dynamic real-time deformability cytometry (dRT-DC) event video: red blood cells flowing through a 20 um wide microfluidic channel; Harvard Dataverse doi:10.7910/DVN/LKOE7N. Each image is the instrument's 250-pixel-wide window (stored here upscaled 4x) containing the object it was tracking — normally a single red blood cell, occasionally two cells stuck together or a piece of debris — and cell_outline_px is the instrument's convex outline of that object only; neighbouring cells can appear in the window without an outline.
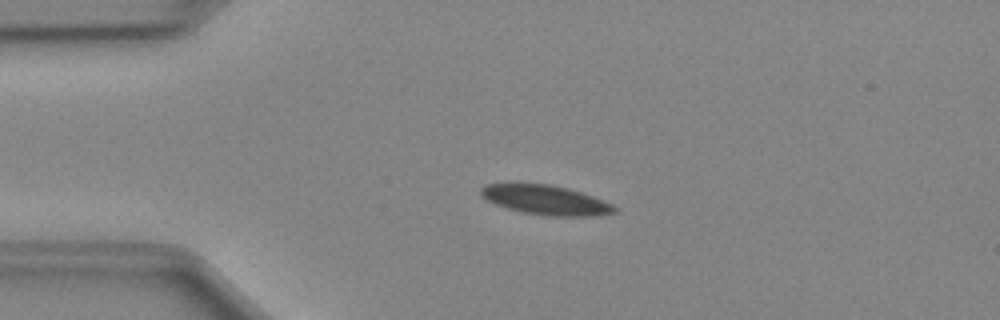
{"species": "Egyptian fruit bat (a non-hibernating species)", "species_latin": "Rousettus aegyptiacus", "temperature_condition": "cold", "stored_images_in_passage": 40, "camera_frame_rate_fps": 3000, "um_per_image_px": 0.085, "animal": {"sex": "female"}, "frame": {"image": 1, "passage_image": 1, "time_ms": 0.0, "image_size_px": [1000, 320], "cell_outline_px": [[620, 208], [616, 212], [600, 216], [552, 216], [524, 212], [508, 208], [496, 204], [480, 196], [480, 188], [484, 184], [512, 180], [548, 184], [568, 188], [604, 200]], "centroid_in_image_um": [46.33, 16.95], "position_along_channel_um": 38.7, "area_um2": 23.81}}
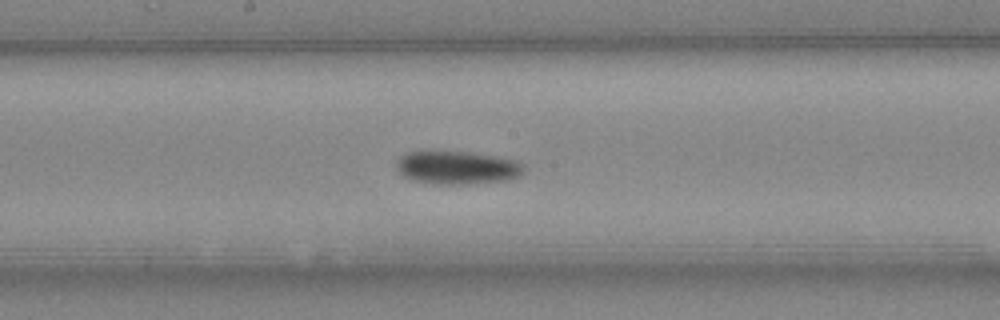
{"frame": {"image": 2, "passage_image": 16, "time_ms": 5.0, "image_size_px": [1000, 320], "cell_outline_px": [[524, 172], [520, 176], [508, 180], [468, 184], [436, 184], [412, 180], [396, 172], [396, 160], [404, 152], [424, 148], [472, 152], [496, 156], [516, 160], [524, 164]], "centroid_in_image_um": [38.78, 14.2], "position_along_channel_um": 209.4, "area_um2": 25.89}}
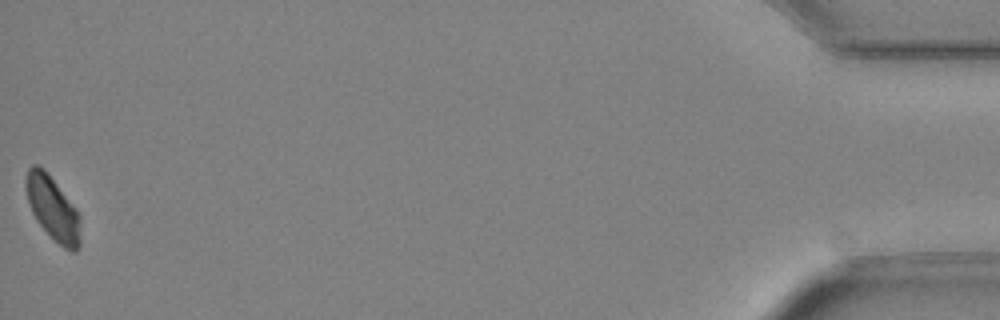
{"frame": {"image": 3, "passage_image": 40, "time_ms": 13.0, "image_size_px": [1000, 320], "cell_outline_px": [[80, 244], [76, 252], [72, 252], [64, 248], [36, 220], [32, 212], [28, 200], [24, 184], [28, 168], [32, 164], [36, 164], [44, 168], [76, 208], [80, 216]], "centroid_in_image_um": [4.49, 17.68], "position_along_channel_um": 430.7, "area_um2": 20.17}, "authors_computed_cell_mechanics": {"area_um2": 23.1778, "velocity_mm_per_s": 3.9988, "shape_relaxation_time_tau1_ms": 2.6778, "shape_relaxation_time_tau2_ms": null, "deformation_change_tau1": 0.0749, "deformation_change_tau2": null}}